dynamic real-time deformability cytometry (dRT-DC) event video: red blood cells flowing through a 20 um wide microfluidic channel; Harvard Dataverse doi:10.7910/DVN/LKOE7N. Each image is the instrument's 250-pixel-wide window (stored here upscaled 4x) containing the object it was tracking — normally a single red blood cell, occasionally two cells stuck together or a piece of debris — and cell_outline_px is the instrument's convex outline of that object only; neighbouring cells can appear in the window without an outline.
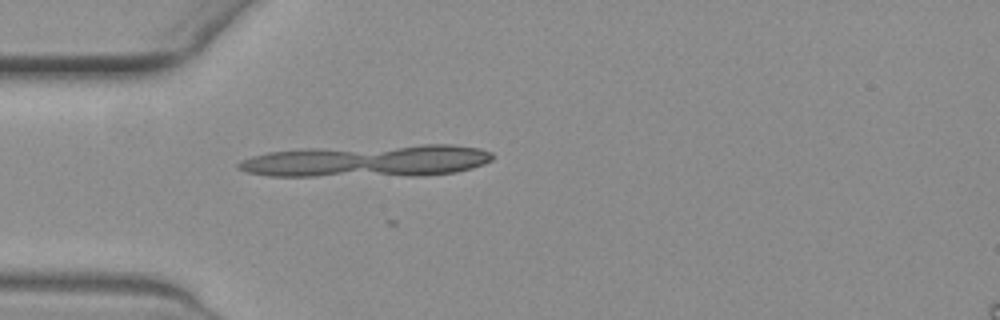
{"species": "common noctule bat (a hibernating species)", "species_latin": "Nyctalus noctula", "temperature_condition": "warm", "stored_images_in_passage": 20, "segment_of_instrument_passage": [2, 2], "camera_frame_rate_fps": 3000, "um_per_image_px": 0.085, "animal": {"sex": "female", "body_mass_g": 19.3, "forearm_length_mm": 54.1}, "frame": {"image": 1, "passage_image": 17, "time_ms": 5.333, "image_size_px": [1000, 320], "cell_outline_px": [[356, 164], [348, 168], [332, 172], [256, 172], [244, 168], [264, 156], [284, 152], [336, 152]], "centroid_in_image_um": [25.61, 13.82], "position_along_channel_um": 59.4, "area_um2": 12.83}}